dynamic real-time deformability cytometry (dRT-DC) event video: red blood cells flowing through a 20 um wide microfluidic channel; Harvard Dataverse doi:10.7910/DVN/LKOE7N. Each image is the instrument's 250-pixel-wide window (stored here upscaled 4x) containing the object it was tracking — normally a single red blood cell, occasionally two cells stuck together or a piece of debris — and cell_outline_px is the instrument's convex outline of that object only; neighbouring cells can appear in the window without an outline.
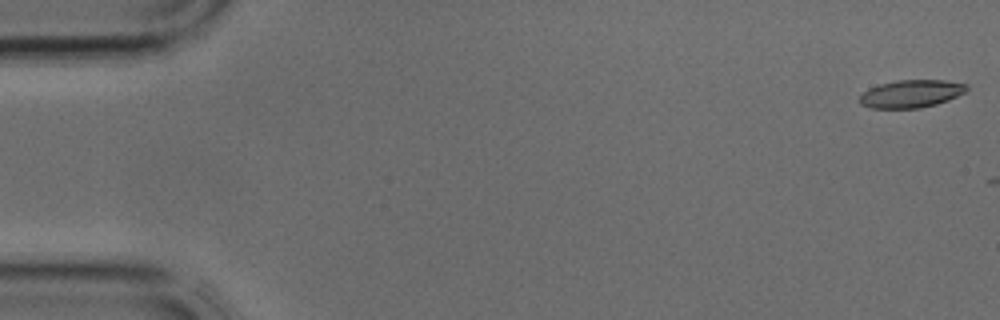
{"species": "common noctule bat (a hibernating species)", "species_latin": "Nyctalus noctula", "temperature_condition": "cold", "stored_images_in_passage": 5, "camera_frame_rate_fps": 3000, "um_per_image_px": 0.085, "animal": {"sex": "male", "body_mass_g": 17.9, "forearm_length_mm": 54.2}, "frame": {"image": 1, "passage_image": 1, "time_ms": 0.0, "image_size_px": [1000, 320], "cell_outline_px": [[968, 88], [964, 92], [948, 100], [936, 104], [920, 108], [872, 108], [860, 104], [860, 96], [868, 88], [880, 84], [896, 80], [944, 80], [968, 84]], "centroid_in_image_um": [77.44, 7.96], "position_along_channel_um": 7.6, "area_um2": 17.22}}